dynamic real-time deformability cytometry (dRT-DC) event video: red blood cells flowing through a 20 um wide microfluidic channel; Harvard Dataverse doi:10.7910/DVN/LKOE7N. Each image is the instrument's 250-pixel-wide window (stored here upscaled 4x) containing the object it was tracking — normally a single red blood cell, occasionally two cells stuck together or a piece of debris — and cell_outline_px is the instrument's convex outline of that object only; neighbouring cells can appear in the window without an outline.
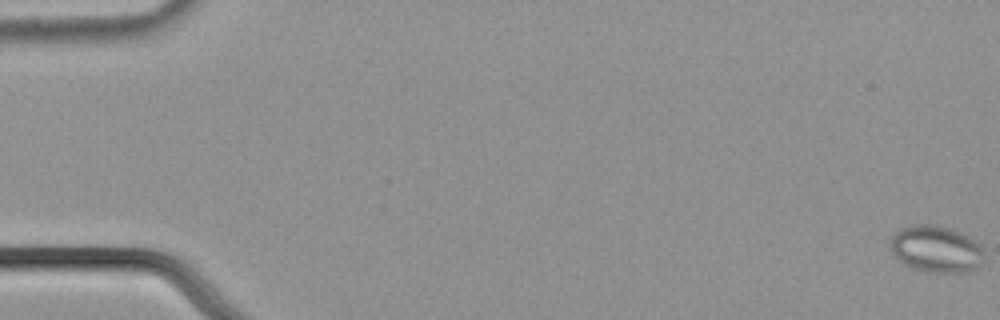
{"species": "common noctule bat (a hibernating species)", "species_latin": "Nyctalus noctula", "temperature_condition": "cold", "stored_images_in_passage": 15, "camera_frame_rate_fps": 3000, "um_per_image_px": 0.085, "animal": {"sex": "male", "body_mass_g": 21.5, "forearm_length_mm": 52.0}, "frame": {"image": 1, "passage_image": 1, "time_ms": 0.0, "image_size_px": [1000, 320], "cell_outline_px": [[984, 260], [976, 268], [964, 272], [936, 272], [916, 268], [904, 264], [888, 248], [892, 236], [900, 228], [912, 224], [932, 224], [948, 228], [960, 232], [968, 236], [980, 244], [984, 256]], "centroid_in_image_um": [79.56, 21.14], "position_along_channel_um": 5.4, "area_um2": 25.37}}